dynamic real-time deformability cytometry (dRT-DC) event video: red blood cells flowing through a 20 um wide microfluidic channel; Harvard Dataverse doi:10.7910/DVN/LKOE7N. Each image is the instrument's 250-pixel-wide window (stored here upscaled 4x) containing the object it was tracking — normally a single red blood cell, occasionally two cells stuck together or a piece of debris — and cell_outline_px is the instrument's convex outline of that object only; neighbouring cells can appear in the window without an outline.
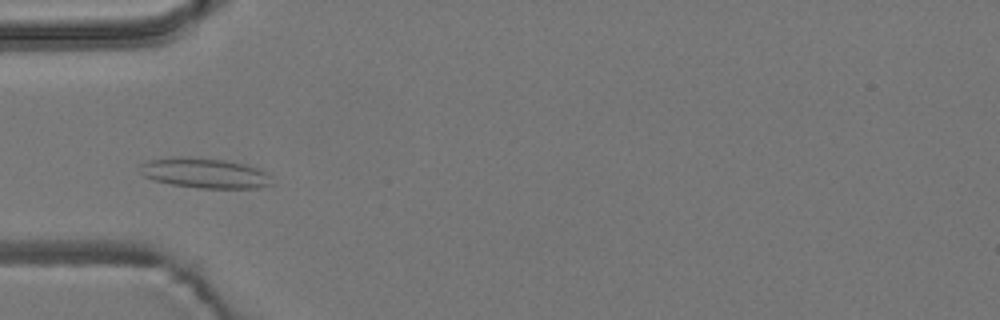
{"species": "common noctule bat (a hibernating species)", "species_latin": "Nyctalus noctula", "temperature_condition": "room temperature", "stored_images_in_passage": 6, "camera_frame_rate_fps": 3000, "um_per_image_px": 0.085, "animal": {"sex": "male", "body_mass_g": 19.2, "forearm_length_mm": 51.8}, "frame": {"image": 1, "passage_image": 5, "time_ms": 1.333, "image_size_px": [1000, 320], "cell_outline_px": [[276, 184], [260, 188], [200, 188], [172, 184], [156, 180], [144, 176], [140, 172], [140, 164], [148, 160], [172, 156], [188, 156], [224, 160], [244, 164], [256, 168], [264, 172]], "centroid_in_image_um": [17.39, 14.7], "position_along_channel_um": 67.6, "area_um2": 23.18}}
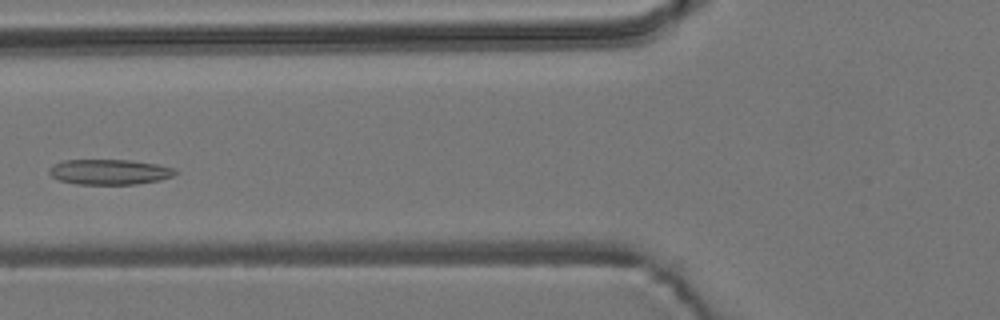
{"frame": {"image": 2, "passage_image": 6, "time_ms": 1.667, "image_size_px": [1000, 320], "cell_outline_px": [[180, 172], [172, 176], [160, 180], [136, 184], [76, 184], [60, 180], [52, 176], [48, 172], [48, 168], [64, 160], [128, 160], [156, 164], [176, 168]], "centroid_in_image_um": [9.34, 14.61], "position_along_channel_um": 116.5, "area_um2": 18.55}}